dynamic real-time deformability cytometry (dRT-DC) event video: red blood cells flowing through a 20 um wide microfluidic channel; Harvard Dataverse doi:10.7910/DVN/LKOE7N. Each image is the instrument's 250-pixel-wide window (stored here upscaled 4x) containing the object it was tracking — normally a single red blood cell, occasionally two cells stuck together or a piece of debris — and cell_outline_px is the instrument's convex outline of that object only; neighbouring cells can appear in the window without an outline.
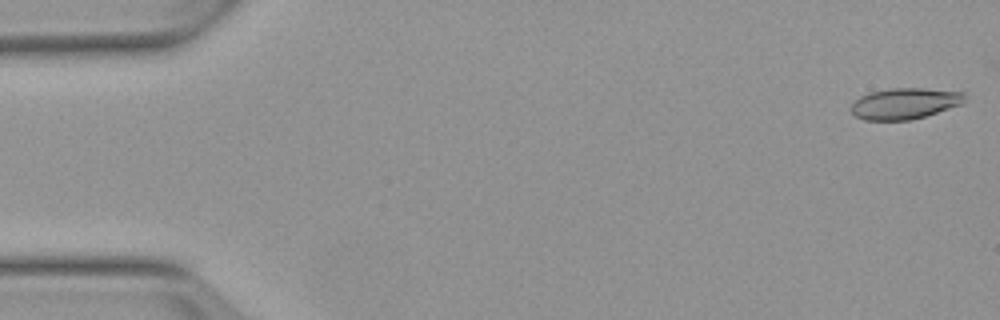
{"species": "Egyptian fruit bat (a non-hibernating species)", "species_latin": "Rousettus aegyptiacus", "temperature_condition": "warm", "stored_images_in_passage": 16, "camera_frame_rate_fps": 3000, "um_per_image_px": 0.085, "animal": {"sex": "female"}, "frame": {"image": 1, "passage_image": 1, "time_ms": 0.0, "image_size_px": [1000, 320], "cell_outline_px": [[964, 104], [924, 116], [908, 120], [864, 120], [856, 116], [848, 108], [860, 96], [868, 92], [892, 88], [924, 88], [964, 92]], "centroid_in_image_um": [76.89, 8.79], "position_along_channel_um": 8.1, "area_um2": 20.63}}
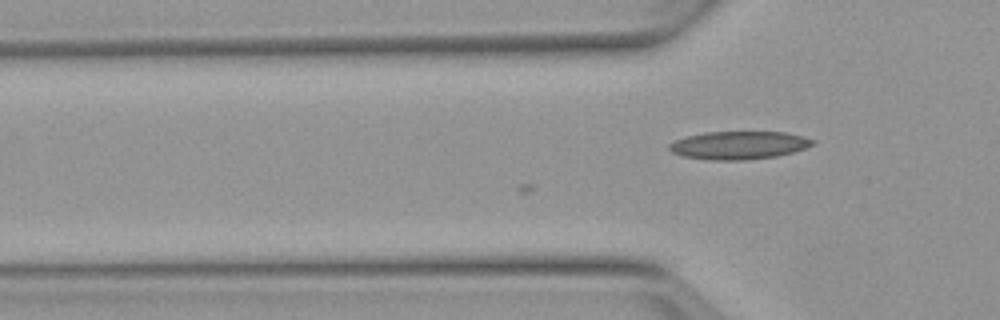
{"frame": {"image": 2, "passage_image": 16, "time_ms": 5.0, "image_size_px": [1000, 320], "cell_outline_px": [[816, 144], [792, 152], [776, 156], [744, 160], [708, 160], [680, 156], [672, 152], [668, 148], [668, 144], [684, 136], [704, 132], [784, 132], [816, 140]], "centroid_in_image_um": [62.75, 12.34], "position_along_channel_um": 63.1, "area_um2": 23.52}}